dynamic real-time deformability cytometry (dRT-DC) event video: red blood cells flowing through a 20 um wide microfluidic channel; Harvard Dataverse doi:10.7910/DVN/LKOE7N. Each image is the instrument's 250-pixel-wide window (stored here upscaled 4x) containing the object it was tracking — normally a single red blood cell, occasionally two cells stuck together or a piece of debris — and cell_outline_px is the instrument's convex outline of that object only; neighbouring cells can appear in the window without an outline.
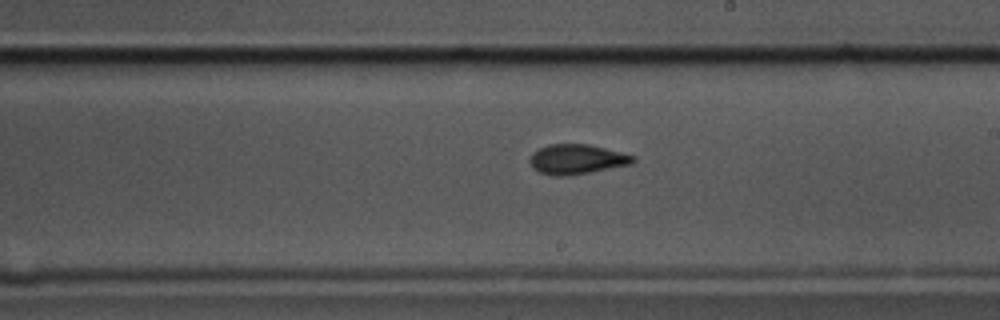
{"species": "common noctule bat (a hibernating species)", "species_latin": "Nyctalus noctula", "temperature_condition": "cold", "stored_images_in_passage": 56, "camera_frame_rate_fps": 3000, "um_per_image_px": 0.085, "animal": {"sex": "male", "body_mass_g": 17.5, "forearm_length_mm": 52.3}, "frame": {"image": 1, "passage_image": 32, "time_ms": 10.333, "image_size_px": [1000, 320], "cell_outline_px": [[636, 160], [632, 164], [568, 176], [552, 176], [540, 172], [532, 168], [528, 160], [528, 156], [532, 152], [548, 144], [588, 144], [636, 156]], "centroid_in_image_um": [48.99, 13.54], "position_along_channel_um": 240.0, "area_um2": 18.09}}
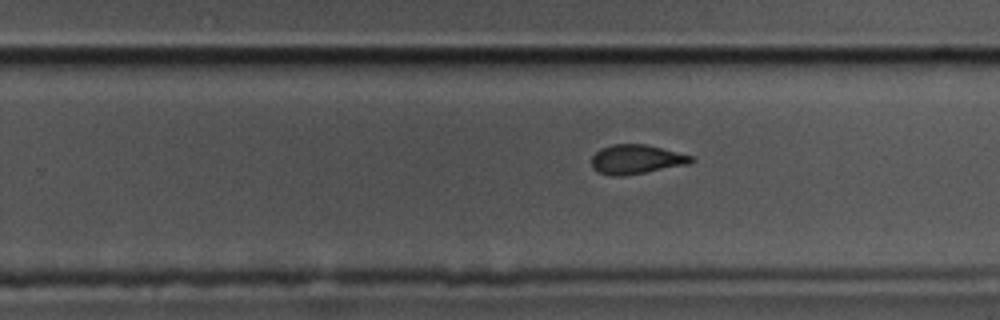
{"frame": {"image": 2, "passage_image": 35, "time_ms": 11.333, "image_size_px": [1000, 320], "cell_outline_px": [[696, 160], [688, 164], [644, 172], [620, 176], [612, 176], [596, 172], [592, 168], [592, 156], [600, 148], [612, 144], [644, 144], [692, 156]], "centroid_in_image_um": [54.03, 13.54], "position_along_channel_um": 275.8, "area_um2": 16.82}}
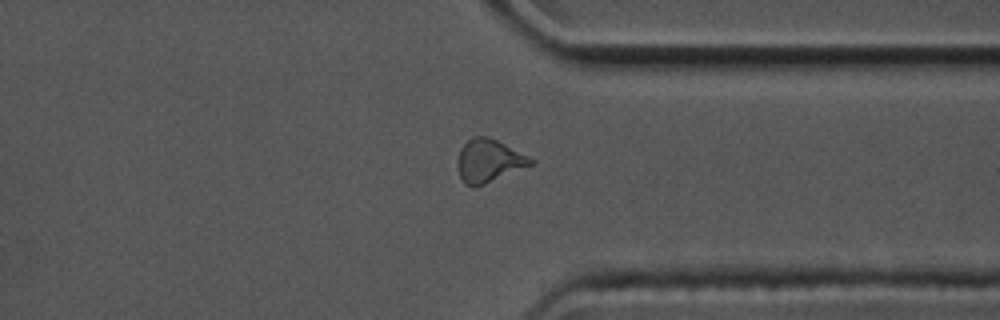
{"frame": {"image": 3, "passage_image": 43, "time_ms": 14.0, "image_size_px": [1000, 320], "cell_outline_px": [[536, 164], [484, 184], [464, 184], [460, 176], [456, 164], [460, 148], [468, 140], [476, 136], [488, 136], [536, 160]], "centroid_in_image_um": [41.57, 13.66], "position_along_channel_um": 369.8, "area_um2": 18.15}, "authors_computed_cell_mechanics": {"area_um2": 17.8891, "velocity_mm_per_s": 3.5762, "shape_relaxation_time_tau1_ms": 6.2906, "shape_relaxation_time_tau2_ms": 2.3115, "deformation_change_tau1": 0.158, "deformation_change_tau2": 0.0936}}